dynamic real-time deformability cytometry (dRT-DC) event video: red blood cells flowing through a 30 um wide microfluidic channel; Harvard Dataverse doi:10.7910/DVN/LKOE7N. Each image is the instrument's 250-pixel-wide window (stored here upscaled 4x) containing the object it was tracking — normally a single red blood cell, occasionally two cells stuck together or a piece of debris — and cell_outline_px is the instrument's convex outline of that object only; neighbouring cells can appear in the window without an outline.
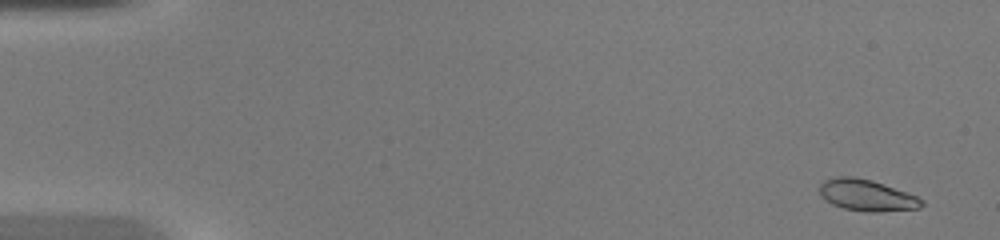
{"species": "common noctule bat (a hibernating species)", "species_latin": "Nyctalus noctula", "temperature_condition": "warm", "stored_images_in_passage": 49, "camera_frame_rate_fps": 3000, "um_per_image_px": 0.085, "animal": {"sex": "female", "body_mass_g": 20.0, "forearm_length_mm": 54.0}, "frame": {"image": 1, "passage_image": 3, "time_ms": 0.667, "image_size_px": [1000, 240], "cell_outline_px": [[924, 204], [920, 208], [880, 212], [864, 212], [844, 208], [832, 204], [820, 196], [820, 184], [824, 180], [840, 176], [852, 176], [872, 180], [916, 196], [924, 200]], "centroid_in_image_um": [73.67, 16.61], "position_along_channel_um": 11.3, "area_um2": 18.67}}
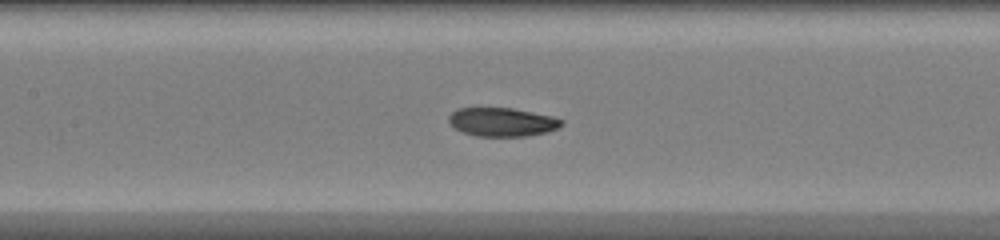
{"frame": {"image": 2, "passage_image": 24, "time_ms": 7.667, "image_size_px": [1000, 240], "cell_outline_px": [[564, 124], [548, 132], [528, 136], [476, 136], [452, 128], [448, 120], [448, 116], [456, 108], [512, 108], [552, 116], [564, 120]], "centroid_in_image_um": [42.67, 10.37], "position_along_channel_um": 164.7, "area_um2": 18.96}}
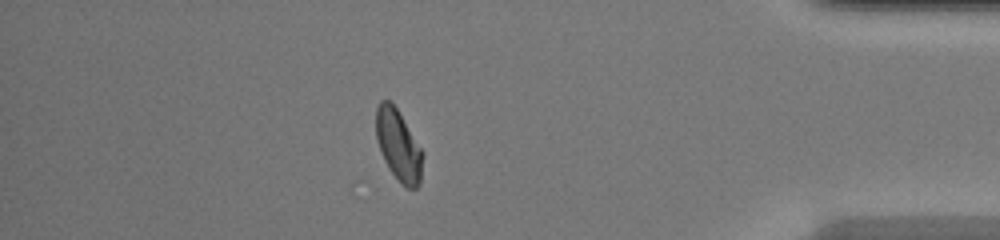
{"frame": {"image": 3, "passage_image": 43, "time_ms": 14.0, "image_size_px": [1000, 240], "cell_outline_px": [[424, 152], [420, 184], [416, 188], [408, 188], [400, 184], [388, 168], [384, 160], [376, 140], [376, 108], [380, 100], [388, 100], [396, 108]], "centroid_in_image_um": [33.87, 12.39], "position_along_channel_um": 401.3, "area_um2": 19.42}, "authors_computed_cell_mechanics": {"area_um2": 19.2474, "velocity_mm_per_s": 4.3156, "shape_relaxation_time_tau1_ms": 8.6257, "shape_relaxation_time_tau2_ms": 1.5561, "deformation_change_tau1": 0.2382, "deformation_change_tau2": 0.0511}}